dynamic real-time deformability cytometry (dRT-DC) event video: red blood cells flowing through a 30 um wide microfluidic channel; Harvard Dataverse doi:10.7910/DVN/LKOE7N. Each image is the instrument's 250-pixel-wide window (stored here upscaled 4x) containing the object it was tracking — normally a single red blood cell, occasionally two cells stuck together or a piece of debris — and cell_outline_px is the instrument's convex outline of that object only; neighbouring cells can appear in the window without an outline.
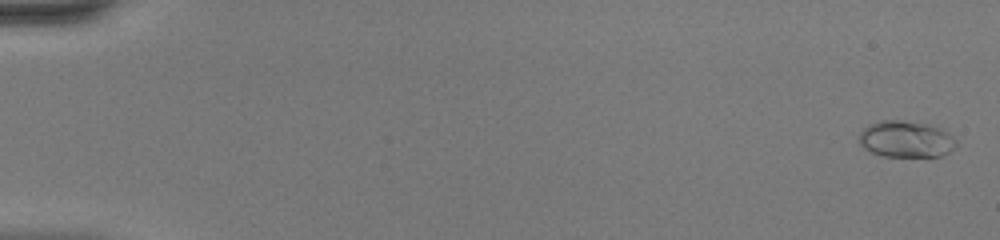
{"species": "common noctule bat (a hibernating species)", "species_latin": "Nyctalus noctula", "temperature_condition": "warm", "stored_images_in_passage": 48, "camera_frame_rate_fps": 3000, "um_per_image_px": 0.085, "animal": {"sex": "female", "body_mass_g": 20.0, "forearm_length_mm": 54.0}, "frame": {"image": 1, "passage_image": 2, "time_ms": 0.333, "image_size_px": [1000, 240], "cell_outline_px": [[956, 144], [948, 152], [940, 156], [884, 156], [872, 152], [864, 148], [860, 144], [860, 132], [868, 124], [880, 120], [900, 120], [928, 124], [940, 128], [952, 136], [956, 140]], "centroid_in_image_um": [76.98, 11.82], "position_along_channel_um": 8.0, "area_um2": 20.46}}
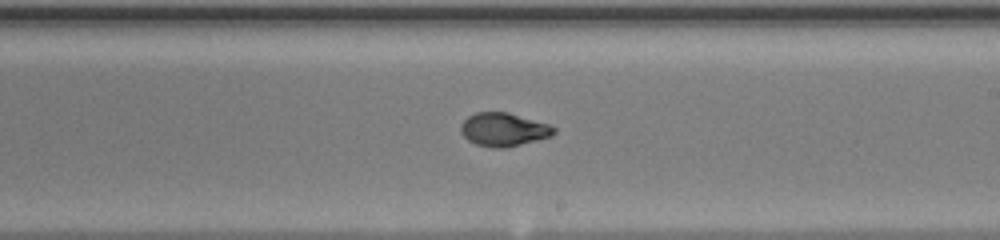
{"frame": {"image": 2, "passage_image": 30, "time_ms": 9.667, "image_size_px": [1000, 240], "cell_outline_px": [[556, 132], [552, 136], [504, 148], [492, 148], [476, 144], [468, 140], [460, 132], [460, 124], [468, 116], [476, 112], [508, 112], [552, 124], [556, 128]], "centroid_in_image_um": [42.82, 11.0], "position_along_channel_um": 246.2, "area_um2": 18.32}}
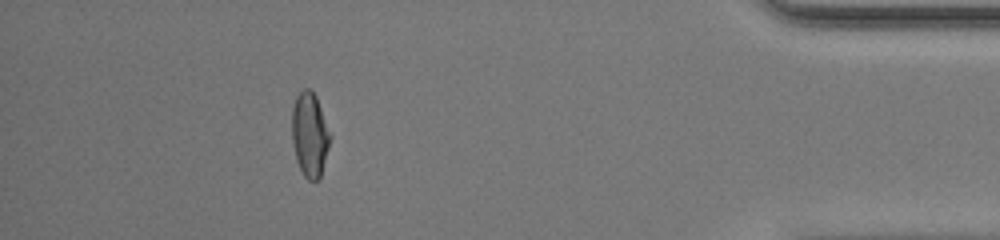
{"frame": {"image": 3, "passage_image": 44, "time_ms": 14.333, "image_size_px": [1000, 240], "cell_outline_px": [[332, 136], [320, 176], [316, 180], [308, 180], [304, 176], [296, 160], [292, 140], [292, 108], [296, 96], [304, 88], [308, 88], [316, 96]], "centroid_in_image_um": [26.33, 11.43], "position_along_channel_um": 408.9, "area_um2": 18.73}, "authors_computed_cell_mechanics": {"area_um2": 18.3804, "velocity_mm_per_s": 4.4616, "shape_relaxation_time_tau1_ms": 5.77, "shape_relaxation_time_tau2_ms": null, "deformation_change_tau1": 0.239, "deformation_change_tau2": null}}